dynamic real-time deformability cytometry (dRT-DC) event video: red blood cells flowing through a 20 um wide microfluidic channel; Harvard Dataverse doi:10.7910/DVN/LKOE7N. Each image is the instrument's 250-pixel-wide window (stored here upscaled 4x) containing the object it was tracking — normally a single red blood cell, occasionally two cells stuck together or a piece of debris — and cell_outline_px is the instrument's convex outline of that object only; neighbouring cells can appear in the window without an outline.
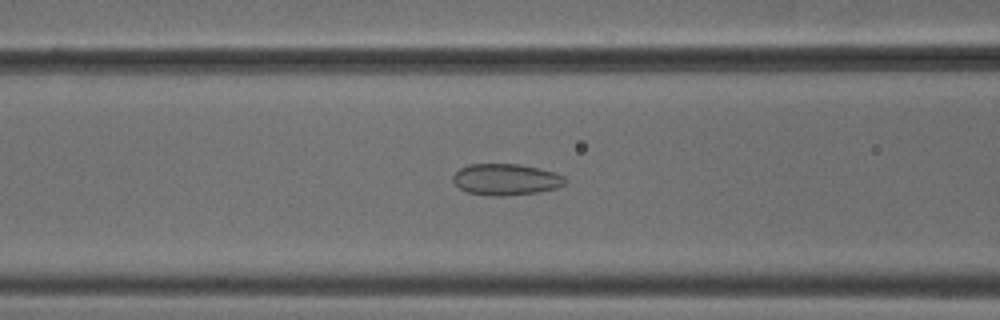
{"species": "common noctule bat (a hibernating species)", "species_latin": "Nyctalus noctula", "temperature_condition": "cold", "stored_images_in_passage": 39, "camera_frame_rate_fps": 3000, "um_per_image_px": 0.085, "animal": {"sex": "male", "body_mass_g": 18.8}, "frame": {"image": 1, "passage_image": 8, "time_ms": 2.333, "image_size_px": [1000, 320], "cell_outline_px": [[568, 180], [564, 184], [556, 188], [536, 192], [504, 196], [492, 196], [468, 192], [460, 188], [452, 180], [452, 176], [460, 168], [468, 164], [520, 164], [552, 172], [564, 176]], "centroid_in_image_um": [42.98, 15.25], "position_along_channel_um": 123.6, "area_um2": 20.35}}
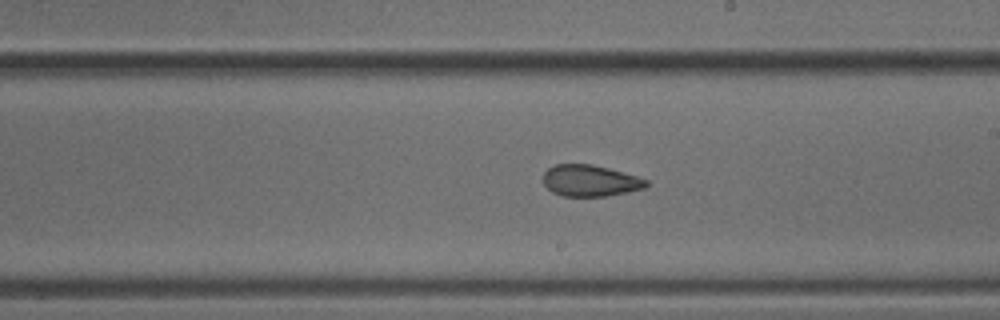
{"frame": {"image": 2, "passage_image": 17, "time_ms": 5.333, "image_size_px": [1000, 320], "cell_outline_px": [[648, 184], [644, 188], [628, 192], [608, 196], [564, 196], [552, 192], [544, 184], [544, 172], [548, 168], [556, 164], [592, 164], [608, 168], [636, 176], [648, 180]], "centroid_in_image_um": [50.16, 15.36], "position_along_channel_um": 238.8, "area_um2": 18.79}}
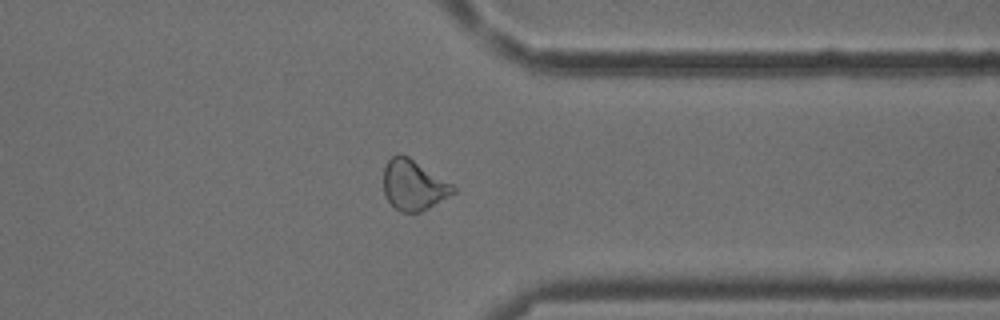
{"frame": {"image": 3, "passage_image": 28, "time_ms": 9.0, "image_size_px": [1000, 320], "cell_outline_px": [[456, 192], [428, 208], [420, 212], [400, 212], [388, 200], [384, 192], [384, 164], [392, 156], [400, 152], [408, 156], [452, 184], [456, 188]], "centroid_in_image_um": [35.14, 15.71], "position_along_channel_um": 376.3, "area_um2": 20.29}, "authors_computed_cell_mechanics": {"area_um2": 20.23, "velocity_mm_per_s": 3.8365, "shape_relaxation_time_tau1_ms": 7.4447, "shape_relaxation_time_tau2_ms": 1.766, "deformation_change_tau1": 0.1146, "deformation_change_tau2": 0.0876}}